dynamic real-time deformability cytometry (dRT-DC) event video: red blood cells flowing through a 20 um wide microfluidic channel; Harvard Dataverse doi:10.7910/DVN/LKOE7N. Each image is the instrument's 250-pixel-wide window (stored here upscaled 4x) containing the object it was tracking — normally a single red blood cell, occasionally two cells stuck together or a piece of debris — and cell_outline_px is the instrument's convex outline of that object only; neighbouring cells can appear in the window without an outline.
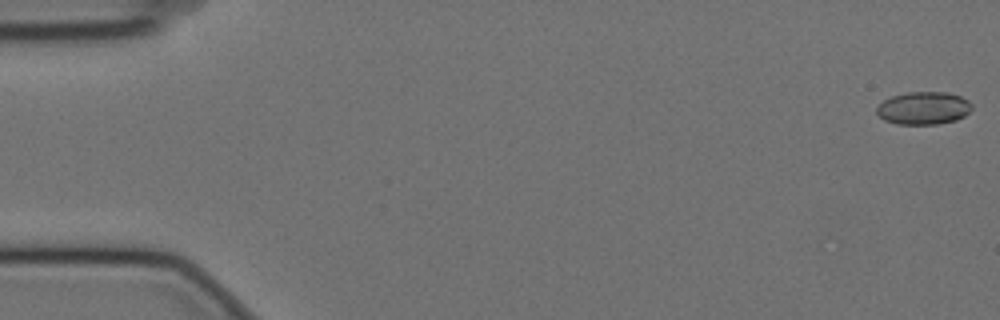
{"species": "Egyptian fruit bat (a non-hibernating species)", "species_latin": "Rousettus aegyptiacus", "temperature_condition": "cold", "stored_images_in_passage": 24, "camera_frame_rate_fps": 3000, "um_per_image_px": 0.085, "animal": {"sex": "female"}, "frame": {"image": 1, "passage_image": 1, "time_ms": 0.0, "image_size_px": [1000, 320], "cell_outline_px": [[972, 108], [964, 116], [956, 120], [936, 124], [896, 124], [884, 120], [876, 112], [876, 108], [884, 100], [892, 96], [908, 92], [948, 92], [960, 96], [968, 100], [972, 104]], "centroid_in_image_um": [78.51, 9.19], "position_along_channel_um": 6.5, "area_um2": 18.15}}
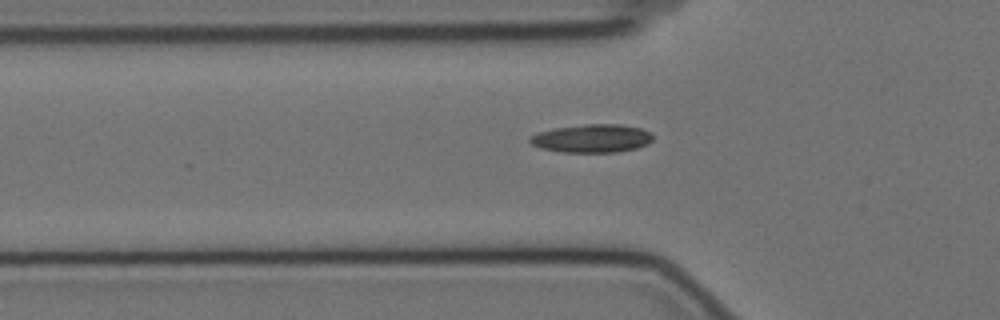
{"frame": {"image": 2, "passage_image": 19, "time_ms": 6.0, "image_size_px": [1000, 320], "cell_outline_px": [[652, 140], [648, 144], [636, 148], [616, 152], [560, 152], [540, 148], [532, 144], [528, 140], [532, 136], [540, 132], [556, 128], [584, 124], [620, 124], [640, 128], [652, 132]], "centroid_in_image_um": [50.34, 11.76], "position_along_channel_um": 75.5, "area_um2": 20.17}}
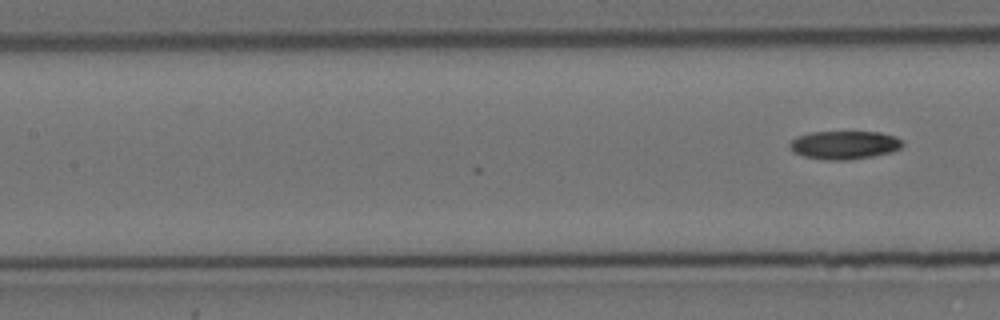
{"frame": {"image": 3, "passage_image": 24, "time_ms": 7.667, "image_size_px": [1000, 320], "cell_outline_px": [[904, 144], [900, 148], [892, 152], [872, 156], [848, 160], [820, 160], [804, 156], [796, 152], [788, 144], [796, 136], [812, 132], [880, 132], [896, 136]], "centroid_in_image_um": [71.78, 12.32], "position_along_channel_um": 135.6, "area_um2": 18.61}}